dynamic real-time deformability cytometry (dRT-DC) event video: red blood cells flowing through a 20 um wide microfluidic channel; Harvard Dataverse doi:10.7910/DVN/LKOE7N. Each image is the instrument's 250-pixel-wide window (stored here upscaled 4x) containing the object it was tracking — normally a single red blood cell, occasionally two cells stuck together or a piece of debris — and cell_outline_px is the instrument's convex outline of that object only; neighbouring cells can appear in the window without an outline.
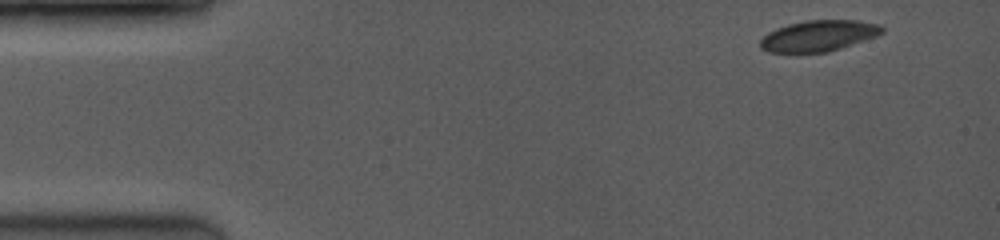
{"species": "common noctule bat (a hibernating species)", "species_latin": "Nyctalus noctula", "temperature_condition": "room temperature", "stored_images_in_passage": 10, "camera_frame_rate_fps": 3500, "um_per_image_px": 0.085, "animal": {"sex": "female", "body_mass_g": 19.0, "forearm_length_mm": 53.3}, "frame": {"image": 1, "passage_image": 1, "time_ms": 0.0, "image_size_px": [1000, 240], "cell_outline_px": [[884, 32], [876, 36], [828, 52], [768, 52], [760, 48], [760, 40], [768, 32], [776, 28], [788, 24], [808, 20], [856, 20], [880, 24], [884, 28]], "centroid_in_image_um": [69.58, 3.03], "position_along_channel_um": 15.4, "area_um2": 21.91}}
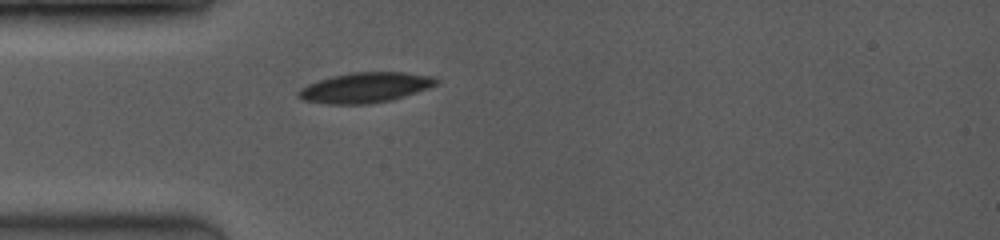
{"frame": {"image": 2, "passage_image": 7, "time_ms": 3.429, "image_size_px": [1000, 240], "cell_outline_px": [[440, 84], [392, 100], [368, 104], [328, 104], [304, 100], [296, 96], [296, 92], [300, 88], [308, 84], [332, 76], [352, 72], [404, 72], [436, 76], [440, 80]], "centroid_in_image_um": [31.08, 7.44], "position_along_channel_um": 53.9, "area_um2": 24.45}}
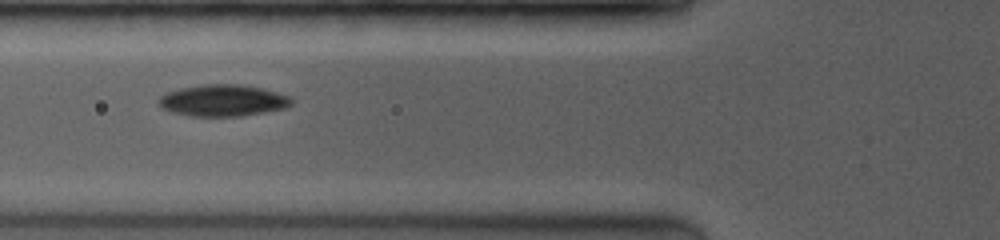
{"frame": {"image": 3, "passage_image": 9, "time_ms": 4.857, "image_size_px": [1000, 240], "cell_outline_px": [[292, 104], [288, 108], [240, 116], [188, 116], [172, 112], [160, 108], [156, 100], [160, 96], [168, 92], [180, 88], [204, 84], [240, 84], [260, 88], [292, 96]], "centroid_in_image_um": [18.93, 8.54], "position_along_channel_um": 106.9, "area_um2": 24.68}}